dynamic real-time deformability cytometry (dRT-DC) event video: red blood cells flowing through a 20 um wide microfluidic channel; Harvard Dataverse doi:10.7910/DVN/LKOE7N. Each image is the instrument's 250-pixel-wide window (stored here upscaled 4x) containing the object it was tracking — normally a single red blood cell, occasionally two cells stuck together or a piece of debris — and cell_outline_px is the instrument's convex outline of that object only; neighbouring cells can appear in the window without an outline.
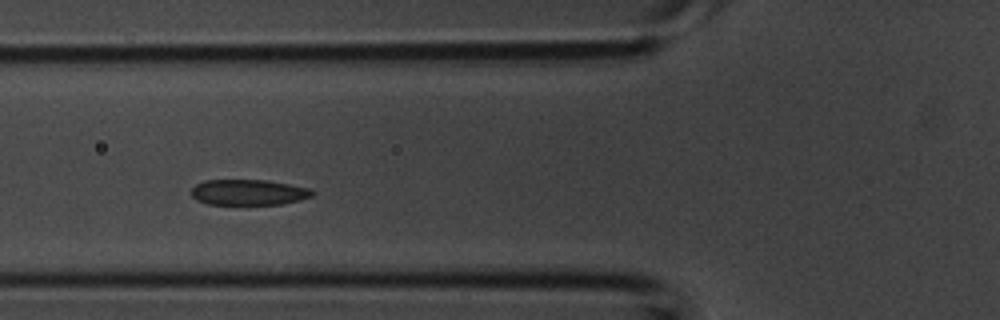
{"species": "common noctule bat (a hibernating species)", "species_latin": "Nyctalus noctula", "temperature_condition": "room temperature", "stored_images_in_passage": 28, "camera_frame_rate_fps": 3000, "um_per_image_px": 0.085, "animal": {"sex": "male", "body_mass_g": 20.1, "forearm_length_mm": 53.5}, "frame": {"image": 1, "passage_image": 10, "time_ms": 3.0, "image_size_px": [1000, 320], "cell_outline_px": [[316, 192], [312, 196], [300, 200], [280, 204], [208, 204], [196, 200], [192, 196], [192, 188], [196, 184], [204, 180], [268, 180], [312, 188]], "centroid_in_image_um": [21.16, 16.34], "position_along_channel_um": 104.6, "area_um2": 18.21}}
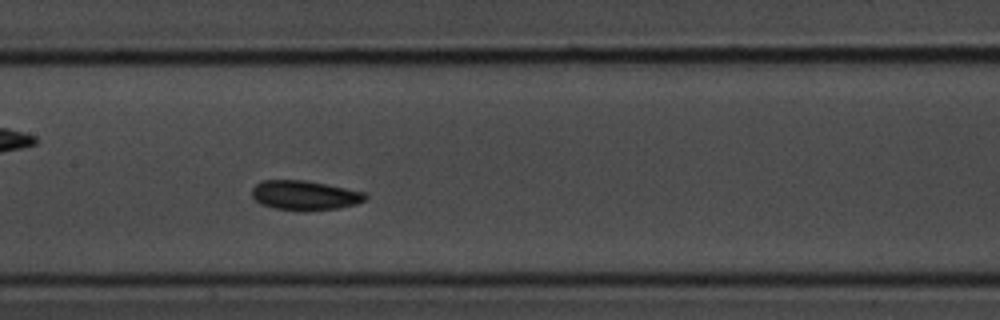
{"frame": {"image": 2, "passage_image": 15, "time_ms": 4.667, "image_size_px": [1000, 320], "cell_outline_px": [[368, 196], [364, 200], [356, 204], [340, 208], [272, 208], [260, 204], [252, 196], [252, 188], [260, 180], [304, 180], [364, 192]], "centroid_in_image_um": [25.86, 16.56], "position_along_channel_um": 181.5, "area_um2": 18.73}}
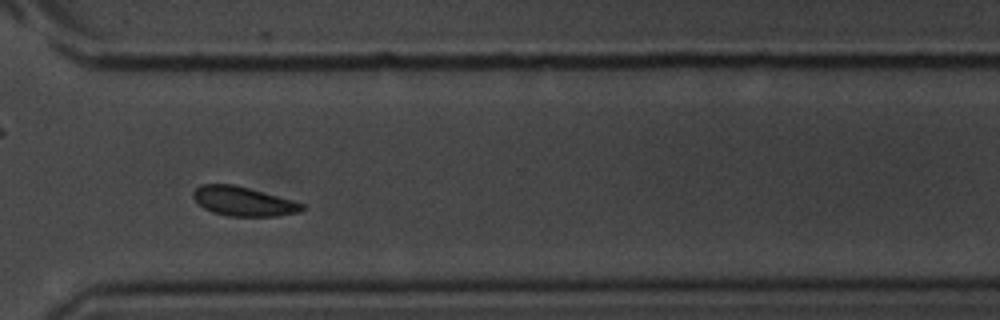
{"frame": {"image": 3, "passage_image": 26, "time_ms": 8.333, "image_size_px": [1000, 320], "cell_outline_px": [[304, 208], [300, 212], [276, 216], [228, 216], [212, 212], [204, 208], [192, 196], [192, 192], [200, 184], [236, 184], [292, 200], [304, 204]], "centroid_in_image_um": [20.67, 17.1], "position_along_channel_um": 349.9, "area_um2": 18.55}}